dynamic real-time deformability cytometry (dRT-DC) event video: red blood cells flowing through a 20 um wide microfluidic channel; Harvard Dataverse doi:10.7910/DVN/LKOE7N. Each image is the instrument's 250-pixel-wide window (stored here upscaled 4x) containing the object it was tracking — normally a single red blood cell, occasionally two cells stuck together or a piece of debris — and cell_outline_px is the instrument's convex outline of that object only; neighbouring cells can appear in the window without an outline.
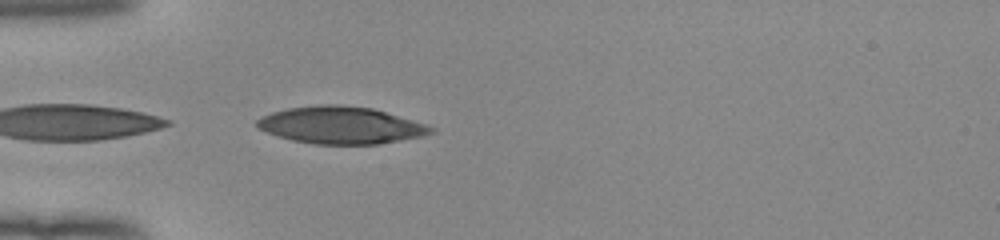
{"species": "human", "species_latin": "Homo sapiens", "temperature_condition": "room temperature", "stored_images_in_passage": 30, "camera_frame_rate_fps": 3000, "um_per_image_px": 0.085, "donor": {"sex": "female"}, "frame": {"image": 1, "passage_image": 1, "time_ms": 0.0, "image_size_px": [1000, 240], "cell_outline_px": [[436, 132], [420, 136], [380, 144], [316, 144], [292, 140], [276, 136], [256, 128], [256, 120], [272, 112], [288, 108], [320, 104], [336, 104], [372, 108], [412, 120], [436, 128]], "centroid_in_image_um": [28.94, 10.64], "position_along_channel_um": 56.1, "area_um2": 37.51}}
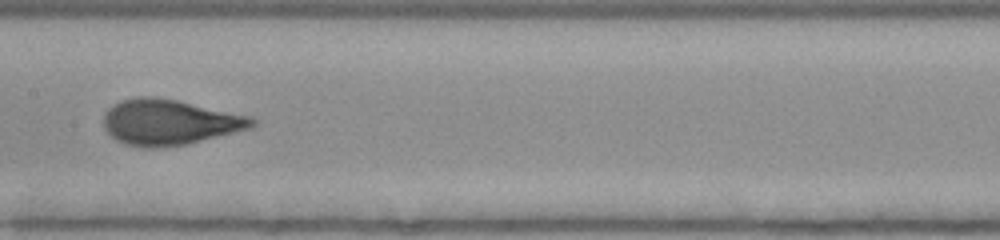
{"frame": {"image": 2, "passage_image": 12, "time_ms": 3.667, "image_size_px": [1000, 240], "cell_outline_px": [[260, 120], [252, 128], [188, 144], [156, 148], [144, 148], [124, 144], [116, 140], [104, 128], [104, 112], [112, 104], [120, 100], [136, 96], [152, 96], [176, 100], [252, 116]], "centroid_in_image_um": [14.42, 10.38], "position_along_channel_um": 193.0, "area_um2": 39.88}}
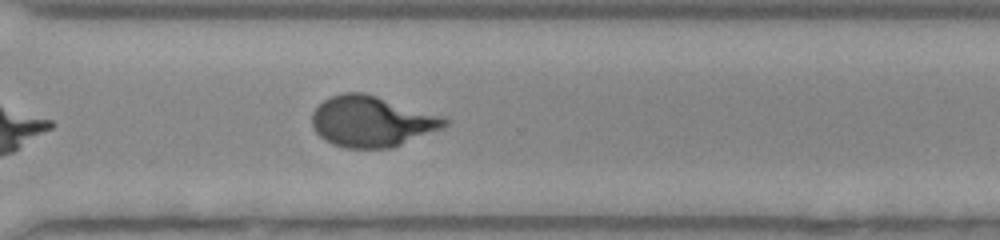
{"frame": {"image": 3, "passage_image": 23, "time_ms": 7.333, "image_size_px": [1000, 240], "cell_outline_px": [[452, 120], [448, 124], [440, 128], [392, 148], [344, 148], [332, 144], [324, 140], [316, 132], [312, 124], [312, 112], [324, 100], [332, 96], [344, 92], [364, 92], [444, 116]], "centroid_in_image_um": [31.59, 10.32], "position_along_channel_um": 339.0, "area_um2": 39.19}, "authors_computed_cell_mechanics": {"area_um2": 38.9861, "velocity_mm_per_s": 3.9846, "shape_relaxation_time_tau1_ms": 4.7749, "shape_relaxation_time_tau2_ms": null, "deformation_change_tau1": 0.2248, "deformation_change_tau2": null}}